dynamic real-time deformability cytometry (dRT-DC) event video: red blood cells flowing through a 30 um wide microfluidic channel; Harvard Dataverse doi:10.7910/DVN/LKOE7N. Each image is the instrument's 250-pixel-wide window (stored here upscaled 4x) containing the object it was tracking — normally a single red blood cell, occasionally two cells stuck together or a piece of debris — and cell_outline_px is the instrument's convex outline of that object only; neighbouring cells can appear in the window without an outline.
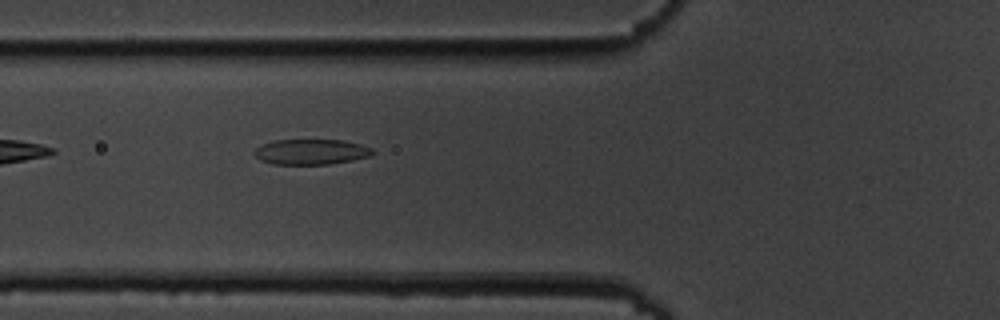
{"species": "common noctule bat (a hibernating species)", "species_latin": "Nyctalus noctula", "temperature_condition": "cold", "stored_images_in_passage": 7, "camera_frame_rate_fps": 3000, "um_per_image_px": 0.085, "animal": {"sex": "male", "body_mass_g": 19.5, "forearm_length_mm": 54.6}, "frame": {"image": 1, "passage_image": 7, "time_ms": 6.667, "image_size_px": [1000, 320], "cell_outline_px": [[376, 152], [372, 156], [352, 160], [328, 164], [272, 164], [260, 160], [252, 152], [256, 148], [264, 144], [276, 140], [344, 140], [360, 144], [372, 148]], "centroid_in_image_um": [26.47, 12.91], "position_along_channel_um": 99.3, "area_um2": 17.51}}